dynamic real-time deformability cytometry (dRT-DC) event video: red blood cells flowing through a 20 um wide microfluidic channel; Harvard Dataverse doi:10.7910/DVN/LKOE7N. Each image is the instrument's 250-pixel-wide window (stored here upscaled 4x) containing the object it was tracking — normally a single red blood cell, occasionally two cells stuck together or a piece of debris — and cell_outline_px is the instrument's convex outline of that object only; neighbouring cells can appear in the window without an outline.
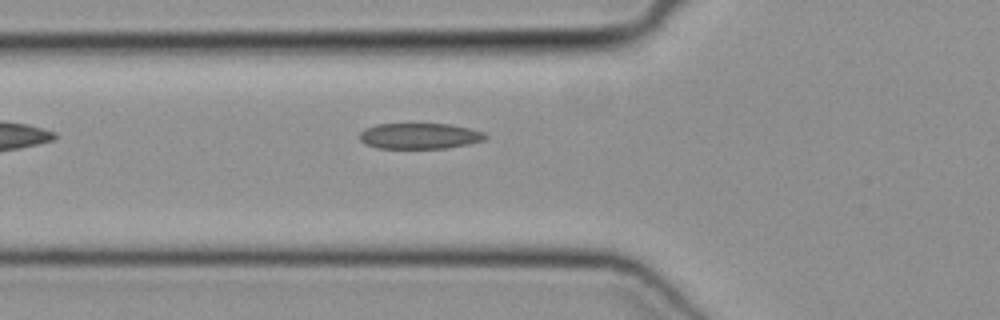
{"species": "common noctule bat (a hibernating species)", "species_latin": "Nyctalus noctula", "temperature_condition": "cold", "stored_images_in_passage": 32, "camera_frame_rate_fps": 3000, "um_per_image_px": 0.085, "animal": {"sex": "female", "body_mass_g": 19.3, "forearm_length_mm": 54.1}, "frame": {"image": 1, "passage_image": 3, "time_ms": 0.667, "image_size_px": [1000, 320], "cell_outline_px": [[488, 136], [484, 140], [468, 144], [448, 148], [376, 148], [364, 144], [360, 140], [360, 132], [364, 128], [376, 124], [448, 124], [468, 128], [484, 132]], "centroid_in_image_um": [35.64, 11.56], "position_along_channel_um": 90.2, "area_um2": 18.96}}
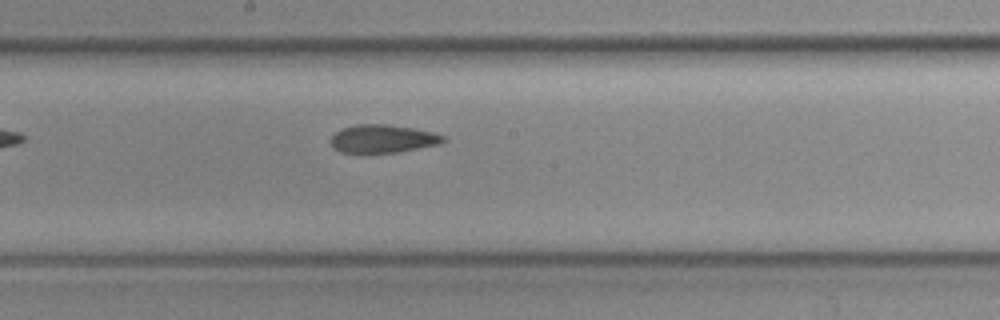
{"frame": {"image": 2, "passage_image": 12, "time_ms": 3.667, "image_size_px": [1000, 320], "cell_outline_px": [[448, 140], [440, 144], [396, 152], [340, 152], [332, 144], [332, 136], [336, 132], [344, 128], [356, 124], [388, 124], [412, 128], [432, 132], [444, 136]], "centroid_in_image_um": [32.58, 11.78], "position_along_channel_um": 215.6, "area_um2": 18.09}}
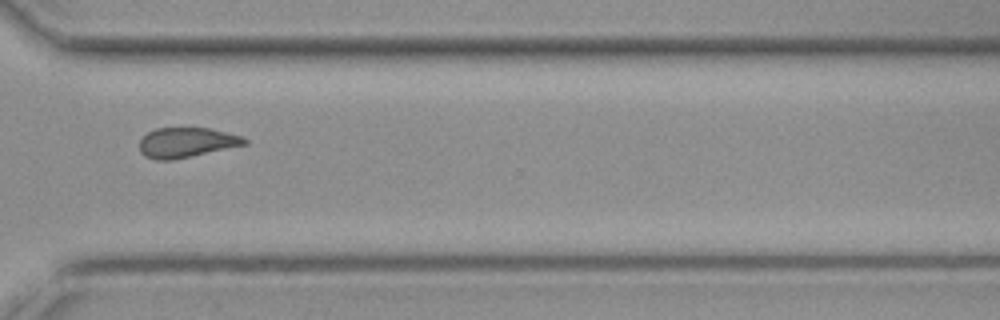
{"frame": {"image": 3, "passage_image": 22, "time_ms": 7.0, "image_size_px": [1000, 320], "cell_outline_px": [[248, 144], [172, 160], [156, 160], [144, 156], [140, 152], [140, 140], [148, 132], [156, 128], [212, 128], [240, 136], [248, 140]], "centroid_in_image_um": [15.84, 12.11], "position_along_channel_um": 354.8, "area_um2": 18.26}}